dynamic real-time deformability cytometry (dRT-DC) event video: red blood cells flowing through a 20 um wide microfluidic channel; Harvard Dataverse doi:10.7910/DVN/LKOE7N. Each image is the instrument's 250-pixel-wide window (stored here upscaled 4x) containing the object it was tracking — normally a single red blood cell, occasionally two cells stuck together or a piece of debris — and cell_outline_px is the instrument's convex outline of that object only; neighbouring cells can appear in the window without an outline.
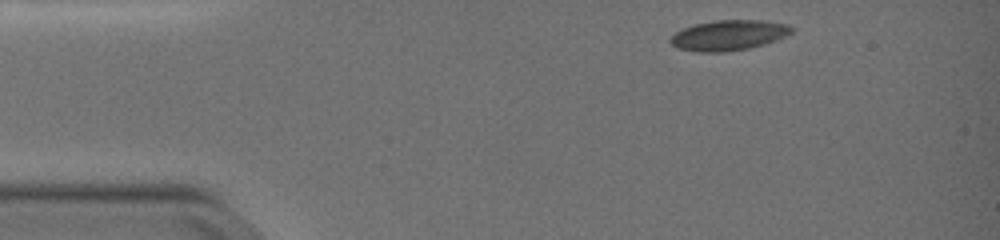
{"species": "common noctule bat (a hibernating species)", "species_latin": "Nyctalus noctula", "temperature_condition": "warm", "stored_images_in_passage": 18, "camera_frame_rate_fps": 3000, "um_per_image_px": 0.085, "animal": {"sex": "female", "body_mass_g": 19.0, "forearm_length_mm": 51.5}, "frame": {"image": 1, "passage_image": 1, "time_ms": 0.0, "image_size_px": [1000, 240], "cell_outline_px": [[792, 32], [776, 40], [764, 44], [748, 48], [724, 52], [696, 52], [676, 48], [668, 40], [676, 32], [684, 28], [696, 24], [716, 20], [764, 20], [788, 24], [792, 28]], "centroid_in_image_um": [61.92, 3.0], "position_along_channel_um": 23.1, "area_um2": 21.33}}
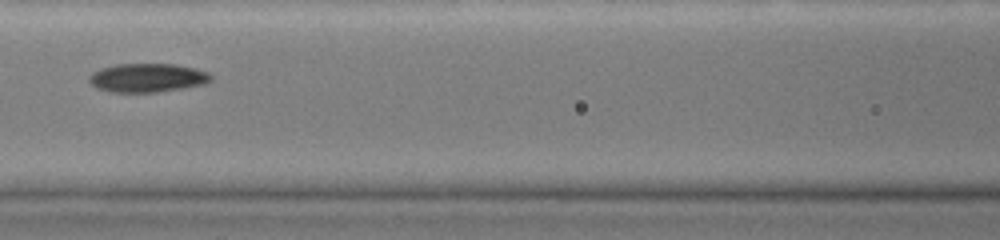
{"frame": {"image": 2, "passage_image": 11, "time_ms": 3.333, "image_size_px": [1000, 240], "cell_outline_px": [[212, 80], [204, 84], [184, 88], [156, 92], [108, 92], [96, 88], [88, 80], [88, 76], [92, 72], [100, 68], [116, 64], [176, 64], [196, 68], [208, 72], [212, 76]], "centroid_in_image_um": [12.52, 6.61], "position_along_channel_um": 154.1, "area_um2": 20.63}}
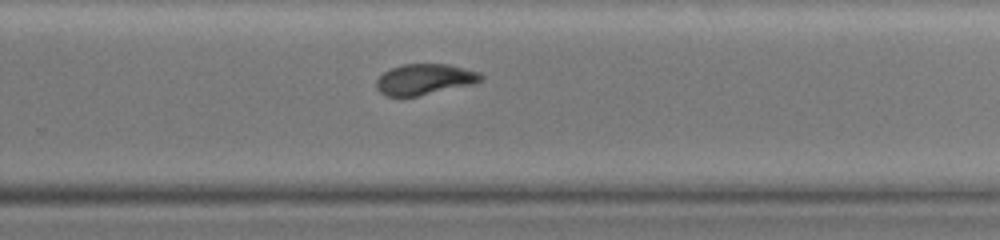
{"frame": {"image": 3, "passage_image": 18, "time_ms": 5.667, "image_size_px": [1000, 240], "cell_outline_px": [[484, 80], [476, 84], [416, 96], [384, 96], [376, 88], [376, 80], [384, 72], [392, 68], [404, 64], [448, 64], [480, 72], [484, 76]], "centroid_in_image_um": [36.14, 6.74], "position_along_channel_um": 293.7, "area_um2": 18.9}}